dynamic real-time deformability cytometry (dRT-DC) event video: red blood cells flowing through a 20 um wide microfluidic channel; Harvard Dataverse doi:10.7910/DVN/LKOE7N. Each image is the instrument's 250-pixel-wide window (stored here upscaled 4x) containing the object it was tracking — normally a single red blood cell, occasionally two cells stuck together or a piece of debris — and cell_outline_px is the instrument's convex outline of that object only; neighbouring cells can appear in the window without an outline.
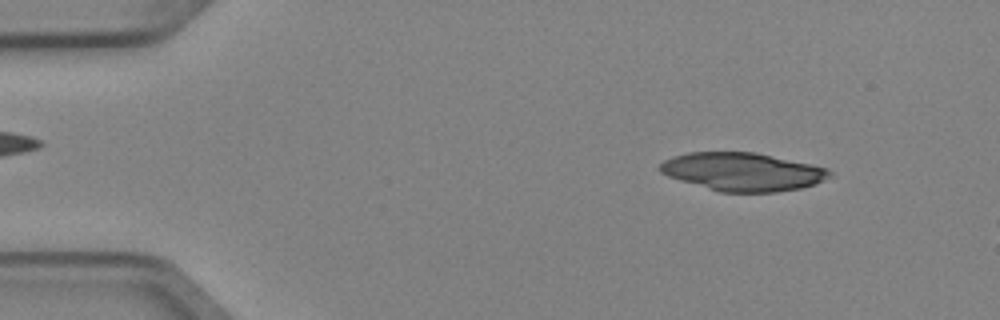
{"species": "Egyptian fruit bat (a non-hibernating species)", "species_latin": "Rousettus aegyptiacus", "temperature_condition": "cold", "stored_images_in_passage": 3, "camera_frame_rate_fps": 3000, "um_per_image_px": 0.085, "animal": {"sex": "female"}, "frame": {"image": 1, "passage_image": 1, "time_ms": 0.0, "image_size_px": [1000, 320], "cell_outline_px": [[832, 176], [816, 184], [800, 188], [776, 192], [720, 192], [680, 180], [668, 176], [660, 172], [660, 164], [664, 160], [672, 156], [688, 152], [752, 152], [828, 168], [832, 172]], "centroid_in_image_um": [63.12, 14.6], "position_along_channel_um": 21.9, "area_um2": 37.51}}